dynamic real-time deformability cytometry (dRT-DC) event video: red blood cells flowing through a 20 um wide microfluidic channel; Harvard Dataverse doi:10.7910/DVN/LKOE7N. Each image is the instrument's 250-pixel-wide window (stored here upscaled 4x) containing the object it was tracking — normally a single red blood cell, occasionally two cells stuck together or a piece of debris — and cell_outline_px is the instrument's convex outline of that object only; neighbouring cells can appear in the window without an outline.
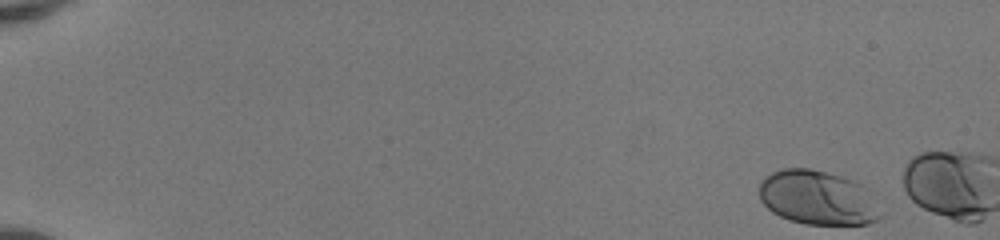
{"species": "human", "species_latin": "Homo sapiens", "temperature_condition": "room temperature", "stored_images_in_passage": 9, "camera_frame_rate_fps": 3000, "um_per_image_px": 0.085, "donor": {"sex": "female"}, "frame": {"image": 1, "passage_image": 1, "time_ms": 0.0, "image_size_px": [1000, 240], "cell_outline_px": [[880, 216], [876, 220], [868, 224], [804, 224], [788, 220], [772, 212], [760, 200], [760, 184], [764, 176], [780, 168], [808, 168], [840, 176], [852, 180], [868, 188]], "centroid_in_image_um": [69.45, 16.8], "position_along_channel_um": 15.5, "area_um2": 38.15}}